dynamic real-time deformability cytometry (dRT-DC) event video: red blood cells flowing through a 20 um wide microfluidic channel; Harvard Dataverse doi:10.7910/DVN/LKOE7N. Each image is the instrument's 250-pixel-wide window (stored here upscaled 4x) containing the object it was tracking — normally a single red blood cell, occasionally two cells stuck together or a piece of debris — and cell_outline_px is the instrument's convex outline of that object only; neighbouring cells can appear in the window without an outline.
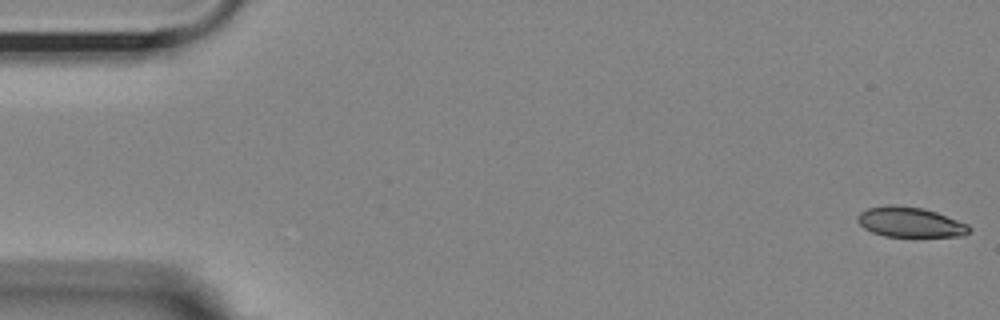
{"species": "Egyptian fruit bat (a non-hibernating species)", "species_latin": "Rousettus aegyptiacus", "temperature_condition": "room temperature", "stored_images_in_passage": 56, "camera_frame_rate_fps": 3000, "um_per_image_px": 0.085, "animal": {"sex": "female"}, "frame": {"image": 1, "passage_image": 1, "time_ms": 0.0, "image_size_px": [1000, 320], "cell_outline_px": [[972, 228], [964, 236], [884, 236], [872, 232], [864, 228], [856, 220], [856, 216], [860, 212], [868, 208], [892, 204], [924, 208], [936, 212], [968, 224]], "centroid_in_image_um": [77.34, 18.88], "position_along_channel_um": 7.7, "area_um2": 19.54}}
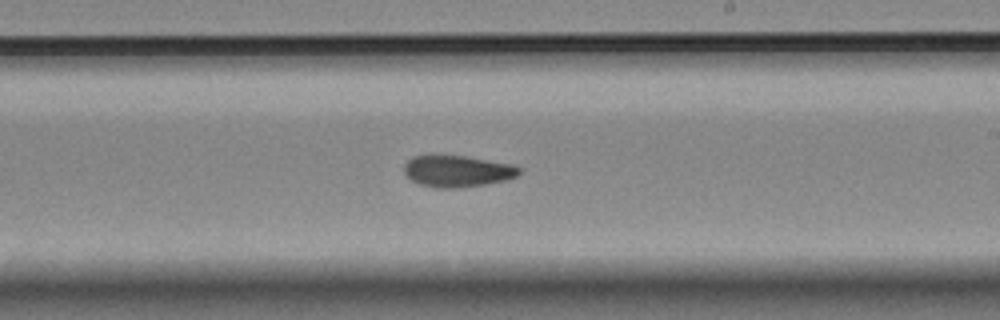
{"frame": {"image": 2, "passage_image": 32, "time_ms": 10.333, "image_size_px": [1000, 320], "cell_outline_px": [[520, 172], [516, 176], [504, 180], [484, 184], [456, 188], [440, 188], [420, 184], [412, 180], [404, 172], [404, 164], [412, 156], [464, 156], [512, 164], [520, 168]], "centroid_in_image_um": [38.86, 14.55], "position_along_channel_um": 250.1, "area_um2": 20.75}}
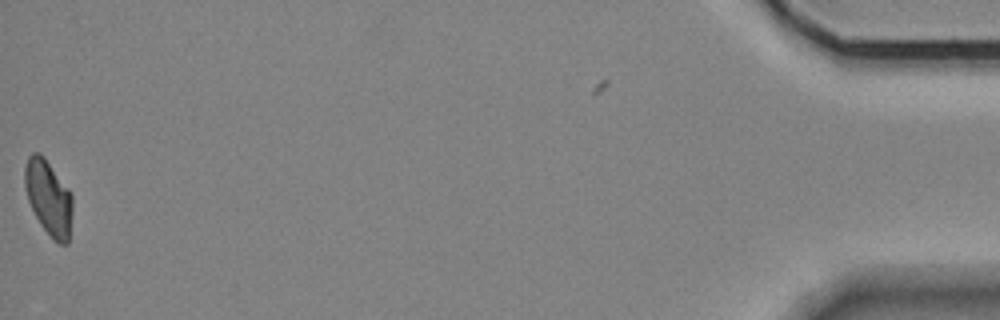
{"frame": {"image": 3, "passage_image": 55, "time_ms": 18.0, "image_size_px": [1000, 320], "cell_outline_px": [[72, 212], [68, 244], [60, 244], [52, 240], [40, 224], [28, 200], [24, 184], [24, 168], [28, 156], [32, 152], [40, 152], [44, 156], [72, 192]], "centroid_in_image_um": [4.13, 16.78], "position_along_channel_um": 431.1, "area_um2": 21.15}, "authors_computed_cell_mechanics": {"area_um2": 21.1259, "velocity_mm_per_s": 3.6159, "shape_relaxation_time_tau1_ms": 5.5069, "shape_relaxation_time_tau2_ms": 4.8911, "deformation_change_tau1": 0.1305, "deformation_change_tau2": 0.0828}}